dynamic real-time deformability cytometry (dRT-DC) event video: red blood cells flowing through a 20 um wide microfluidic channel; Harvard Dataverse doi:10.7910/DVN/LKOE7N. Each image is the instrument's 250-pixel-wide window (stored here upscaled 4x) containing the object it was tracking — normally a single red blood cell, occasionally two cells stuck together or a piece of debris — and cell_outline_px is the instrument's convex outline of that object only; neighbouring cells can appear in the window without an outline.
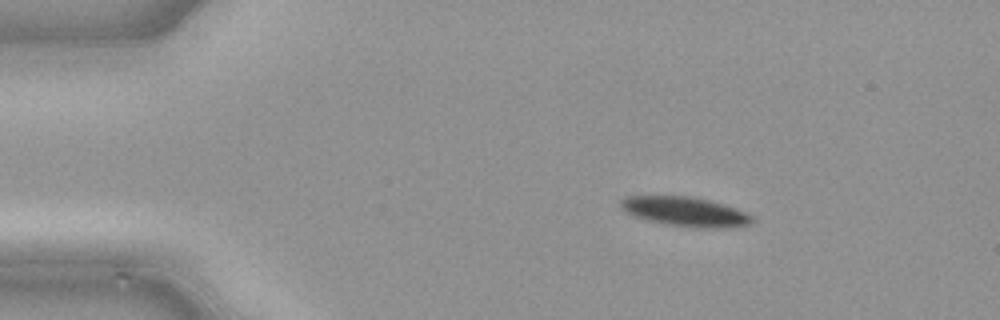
{"species": "common noctule bat (a hibernating species)", "species_latin": "Nyctalus noctula", "temperature_condition": "cold", "stored_images_in_passage": 41, "camera_frame_rate_fps": 3000, "um_per_image_px": 0.085, "animal": {"sex": "male", "body_mass_g": 21.5, "forearm_length_mm": 52.0}, "frame": {"image": 1, "passage_image": 1, "time_ms": 0.0, "image_size_px": [1000, 320], "cell_outline_px": [[752, 220], [748, 224], [724, 228], [692, 228], [668, 224], [648, 220], [636, 216], [620, 208], [620, 200], [628, 196], [692, 196], [724, 204], [744, 212], [752, 216]], "centroid_in_image_um": [58.23, 17.98], "position_along_channel_um": 26.8, "area_um2": 22.25}}
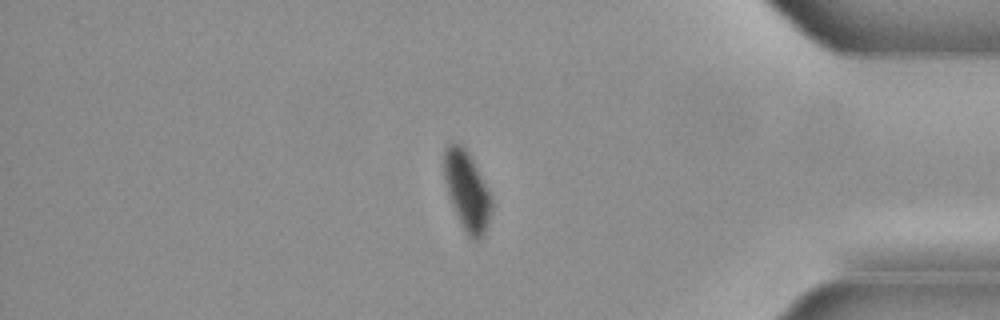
{"frame": {"image": 2, "passage_image": 34, "time_ms": 11.0, "image_size_px": [1000, 320], "cell_outline_px": [[492, 212], [488, 224], [480, 240], [472, 240], [464, 232], [452, 204], [448, 192], [444, 176], [444, 148], [448, 144], [460, 144], [464, 148], [472, 160], [488, 188], [492, 196]], "centroid_in_image_um": [39.71, 16.27], "position_along_channel_um": 395.5, "area_um2": 21.68}}
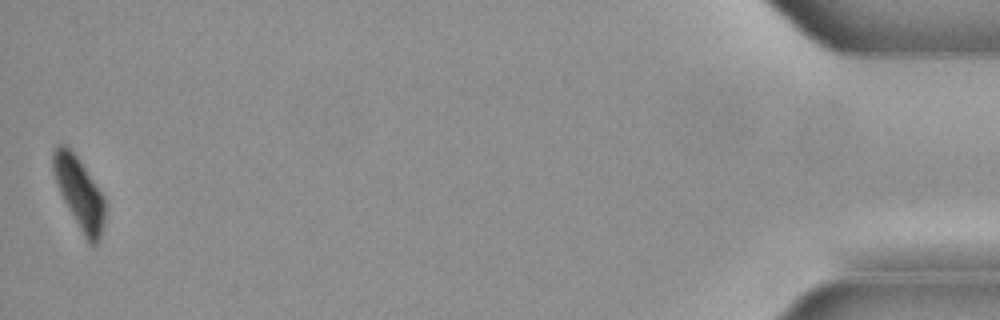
{"frame": {"image": 3, "passage_image": 41, "time_ms": 13.333, "image_size_px": [1000, 320], "cell_outline_px": [[104, 224], [100, 240], [96, 244], [88, 244], [68, 208], [60, 192], [52, 168], [52, 152], [56, 144], [64, 144], [76, 156], [104, 196]], "centroid_in_image_um": [6.74, 16.42], "position_along_channel_um": 428.5, "area_um2": 21.21}}